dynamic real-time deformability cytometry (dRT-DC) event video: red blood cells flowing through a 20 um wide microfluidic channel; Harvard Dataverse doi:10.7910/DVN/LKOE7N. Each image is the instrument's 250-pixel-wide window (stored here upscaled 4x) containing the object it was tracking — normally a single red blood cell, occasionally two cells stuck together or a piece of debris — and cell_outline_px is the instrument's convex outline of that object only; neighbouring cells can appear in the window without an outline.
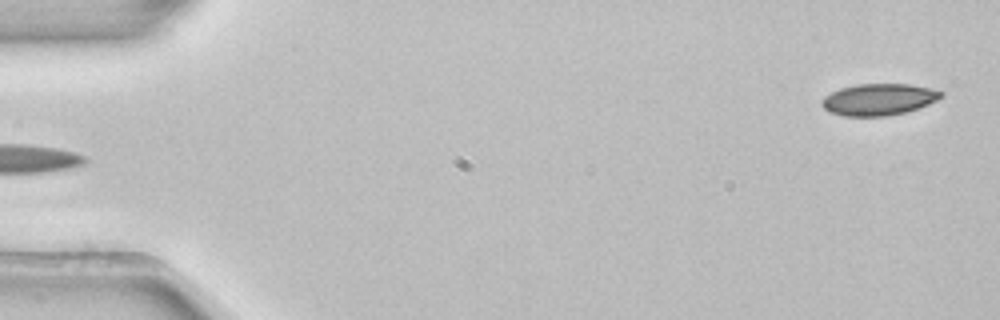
{"species": "common noctule bat (a hibernating species)", "species_latin": "Nyctalus noctula", "temperature_condition": "room temperature", "stored_images_in_passage": 3, "segment_of_instrument_passage": [2, 2], "camera_frame_rate_fps": 3000, "um_per_image_px": 0.085, "animal": {"sex": "female", "body_mass_g": 22.7, "forearm_length_mm": 54.2}, "frame": {"image": 1, "passage_image": 3, "time_ms": 0.667, "image_size_px": [1000, 320], "cell_outline_px": [[944, 96], [928, 104], [904, 112], [888, 116], [844, 116], [828, 112], [820, 104], [820, 100], [824, 96], [840, 88], [856, 84], [908, 84], [928, 88], [944, 92]], "centroid_in_image_um": [74.64, 8.45], "position_along_channel_um": 10.4, "area_um2": 21.96}}